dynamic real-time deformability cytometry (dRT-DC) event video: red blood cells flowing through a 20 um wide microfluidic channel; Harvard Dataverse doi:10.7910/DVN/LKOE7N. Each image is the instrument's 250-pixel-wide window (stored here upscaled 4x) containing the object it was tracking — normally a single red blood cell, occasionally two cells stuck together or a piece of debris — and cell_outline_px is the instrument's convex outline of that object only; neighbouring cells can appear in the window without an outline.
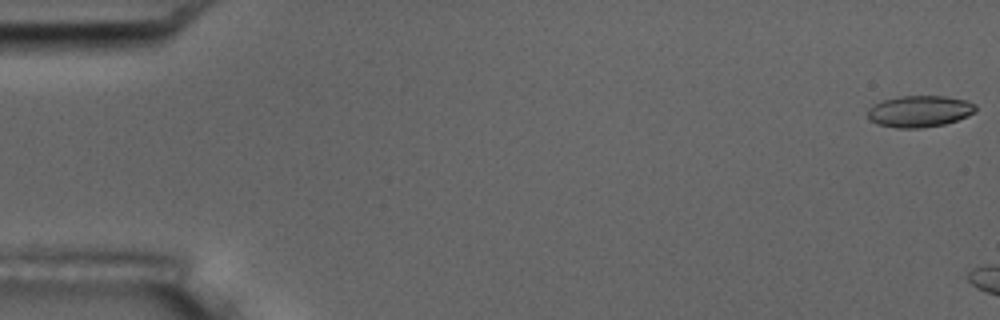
{"species": "common noctule bat (a hibernating species)", "species_latin": "Nyctalus noctula", "temperature_condition": "room temperature", "stored_images_in_passage": 4, "camera_frame_rate_fps": 3000, "um_per_image_px": 0.085, "animal": {"sex": "male", "body_mass_g": 17.5, "forearm_length_mm": 52.3}, "frame": {"image": 1, "passage_image": 1, "time_ms": 0.0, "image_size_px": [1000, 320], "cell_outline_px": [[976, 112], [968, 116], [944, 124], [920, 128], [896, 128], [876, 124], [868, 120], [868, 108], [884, 100], [900, 96], [944, 96], [968, 100], [976, 104]], "centroid_in_image_um": [78.17, 9.46], "position_along_channel_um": 6.8, "area_um2": 19.94}}